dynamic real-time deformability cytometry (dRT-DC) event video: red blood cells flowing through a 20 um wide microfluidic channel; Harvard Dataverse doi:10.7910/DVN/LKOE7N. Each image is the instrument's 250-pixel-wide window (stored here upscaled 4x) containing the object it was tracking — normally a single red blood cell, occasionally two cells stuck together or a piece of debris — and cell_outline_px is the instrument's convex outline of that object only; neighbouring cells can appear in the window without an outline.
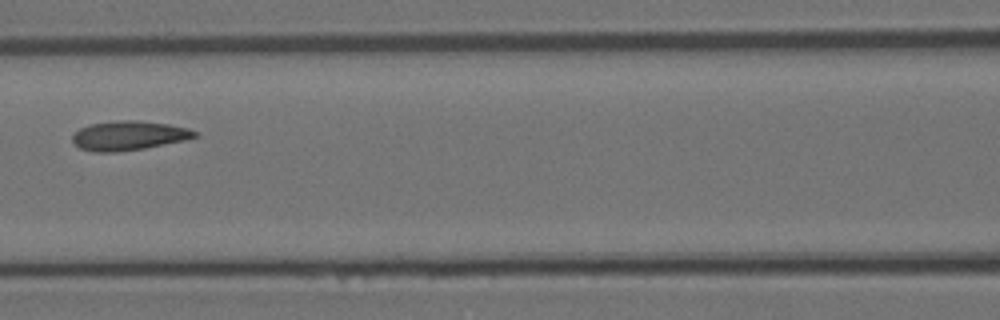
{"species": "Egyptian fruit bat (a non-hibernating species)", "species_latin": "Rousettus aegyptiacus", "temperature_condition": "room temperature", "stored_images_in_passage": 4, "camera_frame_rate_fps": 3000, "um_per_image_px": 0.085, "animal": {"sex": "female"}, "frame": {"image": 1, "passage_image": 3, "time_ms": 3.333, "image_size_px": [1000, 320], "cell_outline_px": [[200, 136], [184, 140], [144, 148], [116, 152], [92, 152], [80, 148], [72, 144], [72, 136], [80, 128], [88, 124], [120, 120], [140, 120], [168, 124], [188, 128], [200, 132]], "centroid_in_image_um": [10.94, 11.52], "position_along_channel_um": 155.7, "area_um2": 21.1}}
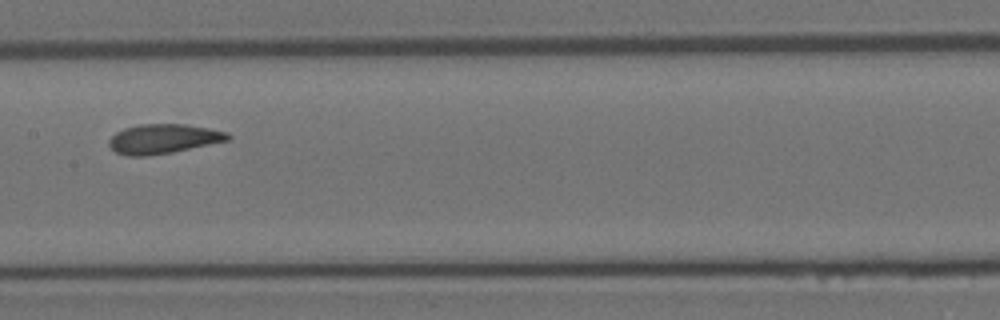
{"frame": {"image": 2, "passage_image": 4, "time_ms": 4.333, "image_size_px": [1000, 320], "cell_outline_px": [[232, 136], [228, 140], [172, 152], [148, 156], [128, 156], [116, 152], [108, 144], [108, 140], [116, 132], [124, 128], [140, 124], [184, 124], [208, 128], [228, 132]], "centroid_in_image_um": [13.86, 11.8], "position_along_channel_um": 193.5, "area_um2": 20.35}}